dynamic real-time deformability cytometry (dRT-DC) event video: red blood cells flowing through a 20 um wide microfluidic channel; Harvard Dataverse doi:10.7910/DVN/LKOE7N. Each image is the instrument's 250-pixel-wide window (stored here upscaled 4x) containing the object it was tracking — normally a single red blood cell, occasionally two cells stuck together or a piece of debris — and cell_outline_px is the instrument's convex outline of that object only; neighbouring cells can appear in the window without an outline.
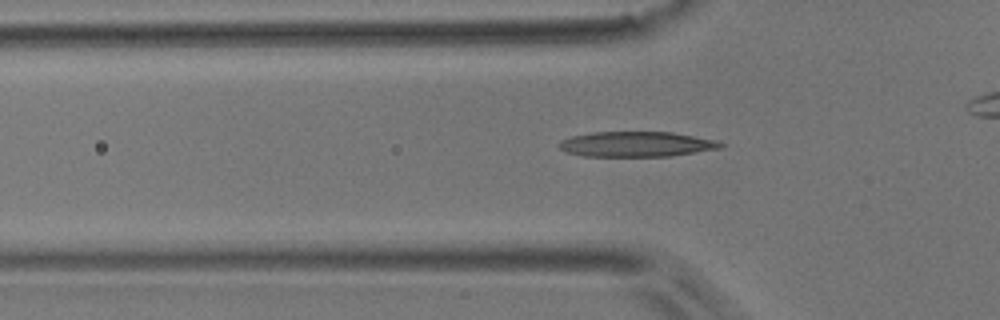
{"species": "common noctule bat (a hibernating species)", "species_latin": "Nyctalus noctula", "temperature_condition": "room temperature", "stored_images_in_passage": 42, "camera_frame_rate_fps": 3000, "um_per_image_px": 0.085, "animal": {"sex": "male", "body_mass_g": 17.9}, "frame": {"image": 1, "passage_image": 16, "time_ms": 5.0, "image_size_px": [1000, 320], "cell_outline_px": [[724, 148], [668, 156], [584, 156], [564, 152], [560, 148], [560, 140], [572, 136], [592, 132], [672, 132], [716, 140], [724, 144]], "centroid_in_image_um": [54.1, 12.25], "position_along_channel_um": 71.7, "area_um2": 23.7}}
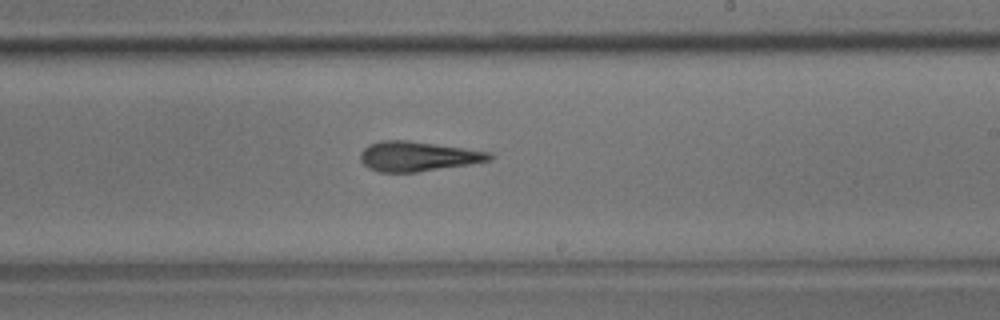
{"frame": {"image": 2, "passage_image": 30, "time_ms": 9.667, "image_size_px": [1000, 320], "cell_outline_px": [[492, 160], [468, 164], [416, 172], [380, 172], [368, 168], [360, 160], [360, 152], [368, 144], [380, 140], [408, 140], [492, 152]], "centroid_in_image_um": [35.47, 13.28], "position_along_channel_um": 253.5, "area_um2": 22.37}}
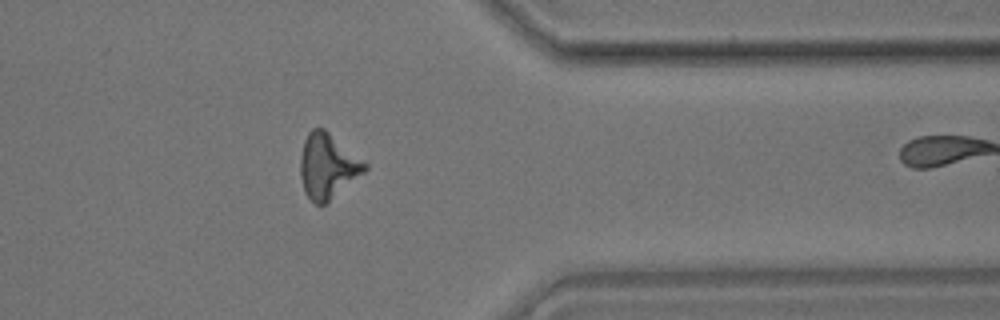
{"frame": {"image": 3, "passage_image": 41, "time_ms": 13.333, "image_size_px": [1000, 320], "cell_outline_px": [[368, 168], [364, 172], [324, 204], [316, 204], [304, 192], [300, 176], [300, 156], [304, 140], [308, 132], [312, 128], [324, 128], [368, 164]], "centroid_in_image_um": [27.82, 14.09], "position_along_channel_um": 383.6, "area_um2": 24.04}}